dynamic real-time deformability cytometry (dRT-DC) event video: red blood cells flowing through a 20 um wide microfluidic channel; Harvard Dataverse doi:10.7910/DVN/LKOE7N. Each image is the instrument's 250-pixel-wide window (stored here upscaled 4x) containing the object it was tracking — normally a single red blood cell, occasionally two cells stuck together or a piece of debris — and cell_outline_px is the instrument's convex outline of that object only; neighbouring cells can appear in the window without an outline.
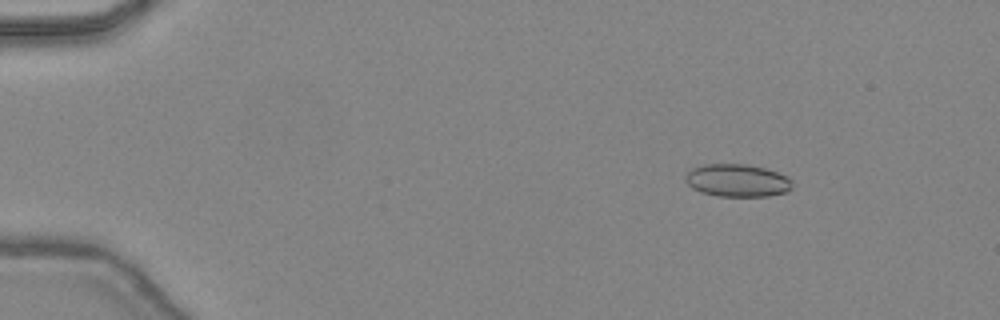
{"species": "common noctule bat (a hibernating species)", "species_latin": "Nyctalus noctula", "temperature_condition": "warm", "stored_images_in_passage": 45, "camera_frame_rate_fps": 3000, "um_per_image_px": 0.085, "animal": {"sex": "female", "body_mass_g": 24.6, "forearm_length_mm": 56.2}, "frame": {"image": 1, "passage_image": 5, "time_ms": 1.333, "image_size_px": [1000, 320], "cell_outline_px": [[792, 188], [788, 192], [768, 196], [716, 196], [700, 192], [692, 188], [684, 180], [684, 176], [692, 168], [704, 164], [748, 164], [764, 168], [776, 172], [792, 180]], "centroid_in_image_um": [62.65, 15.34], "position_along_channel_um": 22.4, "area_um2": 20.46}}
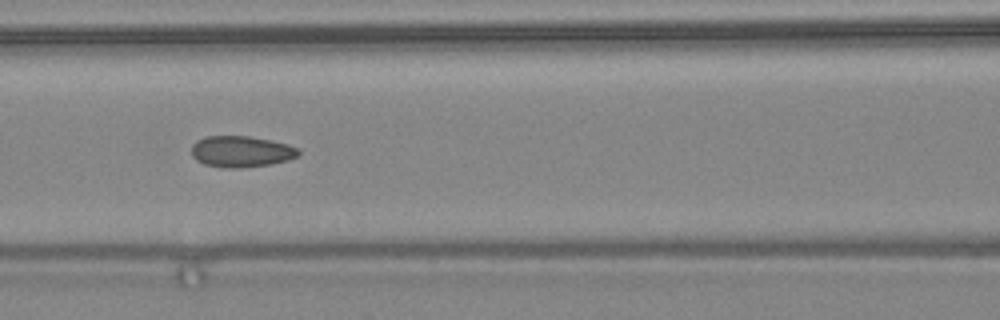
{"frame": {"image": 2, "passage_image": 20, "time_ms": 6.333, "image_size_px": [1000, 320], "cell_outline_px": [[300, 152], [296, 156], [288, 160], [272, 164], [240, 168], [224, 168], [204, 164], [196, 160], [192, 156], [192, 144], [196, 140], [208, 136], [248, 136], [272, 140], [288, 144], [300, 148]], "centroid_in_image_um": [20.51, 12.88], "position_along_channel_um": 146.1, "area_um2": 19.65}}
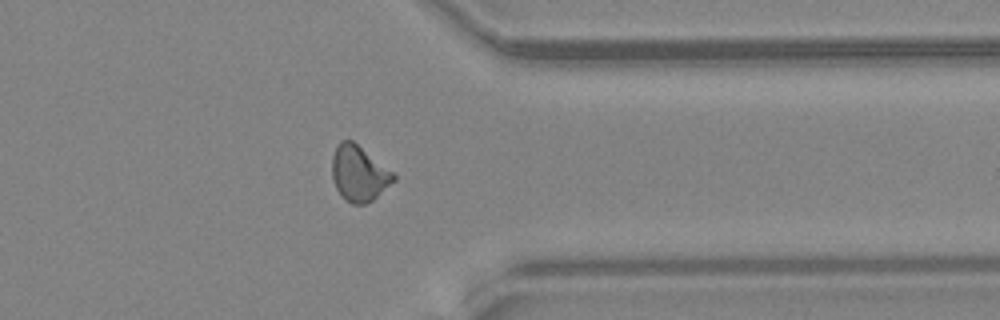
{"frame": {"image": 3, "passage_image": 36, "time_ms": 11.667, "image_size_px": [1000, 320], "cell_outline_px": [[396, 180], [372, 200], [364, 204], [352, 204], [344, 200], [336, 188], [332, 176], [332, 156], [340, 140], [352, 140], [392, 172], [396, 176]], "centroid_in_image_um": [30.49, 14.76], "position_along_channel_um": 380.9, "area_um2": 19.65}, "authors_computed_cell_mechanics": {"area_um2": 19.4786, "velocity_mm_per_s": 4.4863, "shape_relaxation_time_tau1_ms": null, "shape_relaxation_time_tau2_ms": 1.7965, "deformation_change_tau1": null, "deformation_change_tau2": 0.0701}}